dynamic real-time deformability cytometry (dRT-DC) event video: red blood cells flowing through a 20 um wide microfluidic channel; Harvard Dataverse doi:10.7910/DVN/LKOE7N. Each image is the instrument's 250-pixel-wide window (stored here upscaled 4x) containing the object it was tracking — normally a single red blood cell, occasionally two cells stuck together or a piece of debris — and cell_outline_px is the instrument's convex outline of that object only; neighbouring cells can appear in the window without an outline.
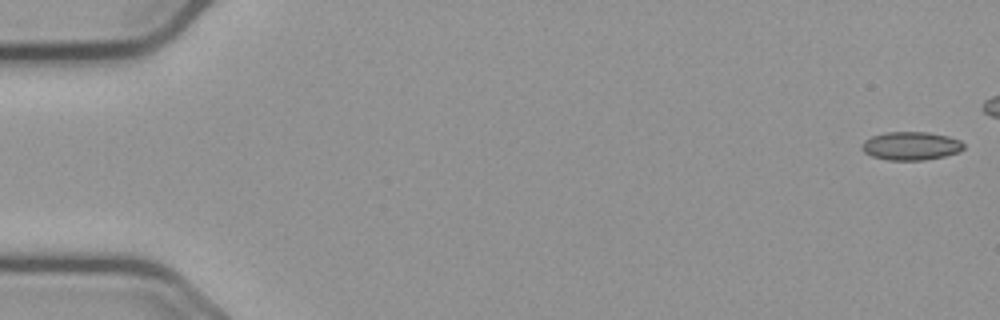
{"species": "common noctule bat (a hibernating species)", "species_latin": "Nyctalus noctula", "temperature_condition": "cold", "stored_images_in_passage": 46, "camera_frame_rate_fps": 3000, "um_per_image_px": 0.085, "animal": {"sex": "male", "body_mass_g": 23.1, "forearm_length_mm": 52.7}, "frame": {"image": 1, "passage_image": 1, "time_ms": 0.0, "image_size_px": [1000, 320], "cell_outline_px": [[964, 148], [956, 152], [944, 156], [924, 160], [888, 160], [872, 156], [864, 152], [860, 148], [860, 144], [864, 140], [872, 136], [884, 132], [928, 132], [948, 136], [960, 140], [964, 144]], "centroid_in_image_um": [77.39, 12.39], "position_along_channel_um": 7.6, "area_um2": 16.88}}
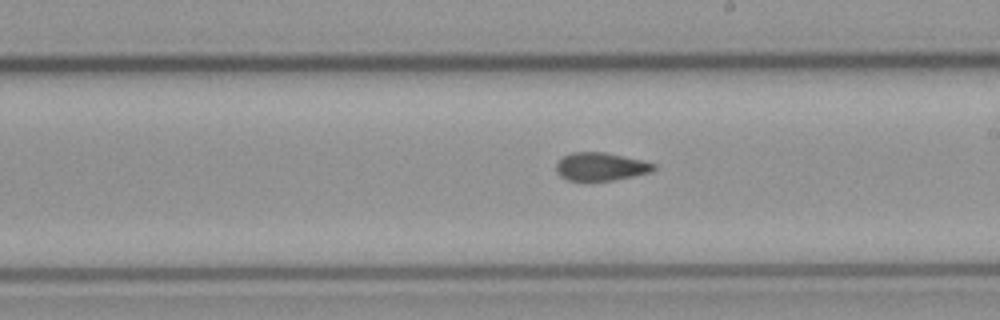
{"frame": {"image": 2, "passage_image": 32, "time_ms": 10.333, "image_size_px": [1000, 320], "cell_outline_px": [[656, 168], [648, 172], [632, 176], [612, 180], [568, 180], [560, 176], [556, 172], [556, 164], [564, 156], [572, 152], [604, 152], [640, 160], [656, 164]], "centroid_in_image_um": [51.02, 14.16], "position_along_channel_um": 238.0, "area_um2": 15.61}}
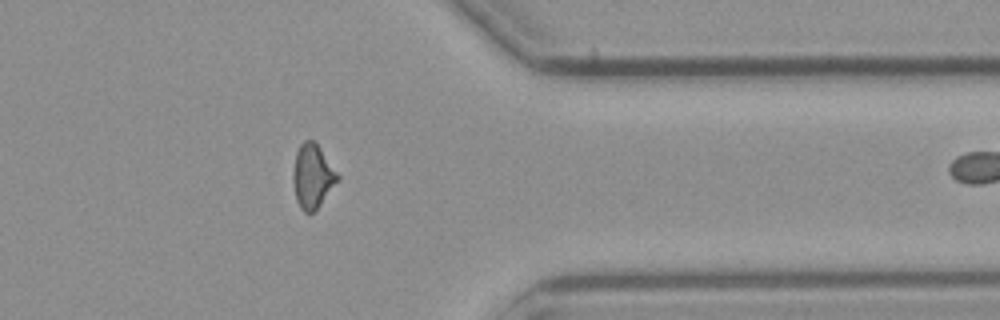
{"frame": {"image": 3, "passage_image": 45, "time_ms": 14.667, "image_size_px": [1000, 320], "cell_outline_px": [[340, 180], [320, 204], [312, 212], [304, 212], [300, 208], [296, 200], [292, 180], [292, 172], [296, 152], [300, 144], [304, 140], [316, 140], [340, 176]], "centroid_in_image_um": [26.57, 14.94], "position_along_channel_um": 384.8, "area_um2": 16.88}}